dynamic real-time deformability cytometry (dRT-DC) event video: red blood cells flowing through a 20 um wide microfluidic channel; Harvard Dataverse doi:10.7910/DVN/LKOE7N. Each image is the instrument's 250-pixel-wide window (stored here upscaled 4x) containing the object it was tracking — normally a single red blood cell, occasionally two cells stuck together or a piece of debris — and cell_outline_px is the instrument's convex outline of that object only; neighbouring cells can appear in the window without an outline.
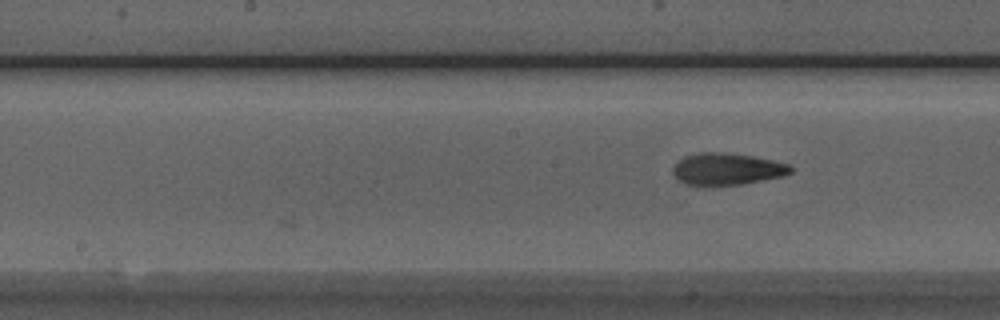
{"species": "Egyptian fruit bat (a non-hibernating species)", "species_latin": "Rousettus aegyptiacus", "temperature_condition": "room temperature", "stored_images_in_passage": 13, "camera_frame_rate_fps": 3000, "um_per_image_px": 0.085, "animal": {"sex": "male"}, "frame": {"image": 1, "passage_image": 13, "time_ms": 4.0, "image_size_px": [1000, 320], "cell_outline_px": [[792, 172], [784, 176], [744, 184], [708, 188], [700, 188], [684, 184], [676, 180], [672, 172], [672, 168], [684, 156], [700, 152], [712, 152], [752, 156], [772, 160], [788, 164], [792, 168]], "centroid_in_image_um": [61.72, 14.43], "position_along_channel_um": 186.5, "area_um2": 22.54}}